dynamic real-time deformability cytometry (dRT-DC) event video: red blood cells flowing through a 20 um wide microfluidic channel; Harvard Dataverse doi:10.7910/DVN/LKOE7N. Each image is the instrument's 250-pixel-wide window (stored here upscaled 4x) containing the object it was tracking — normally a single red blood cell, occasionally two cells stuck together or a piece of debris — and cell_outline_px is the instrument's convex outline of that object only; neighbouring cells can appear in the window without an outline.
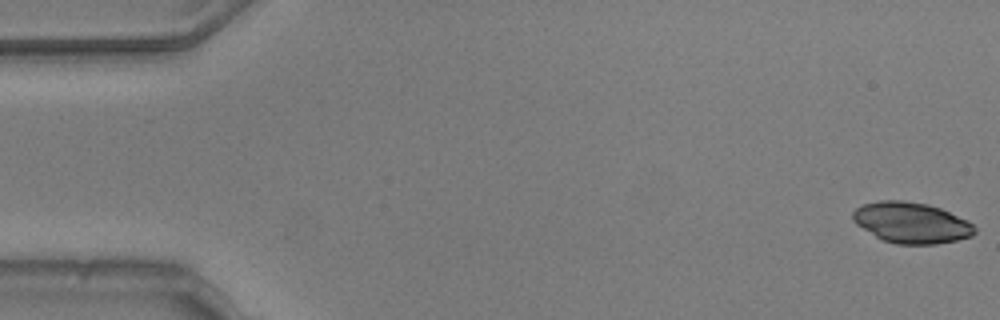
{"species": "common noctule bat (a hibernating species)", "species_latin": "Nyctalus noctula", "temperature_condition": "warm", "stored_images_in_passage": 53, "camera_frame_rate_fps": 3000, "um_per_image_px": 0.085, "animal": {"sex": "male", "body_mass_g": 20.5, "forearm_length_mm": 52.5}, "frame": {"image": 1, "passage_image": 1, "time_ms": 0.0, "image_size_px": [1000, 320], "cell_outline_px": [[976, 232], [972, 236], [956, 240], [936, 244], [896, 244], [884, 240], [876, 236], [856, 224], [852, 220], [852, 212], [856, 208], [864, 204], [880, 200], [904, 200], [928, 204], [940, 208], [968, 220], [976, 228]], "centroid_in_image_um": [77.47, 18.92], "position_along_channel_um": 7.5, "area_um2": 29.02}}
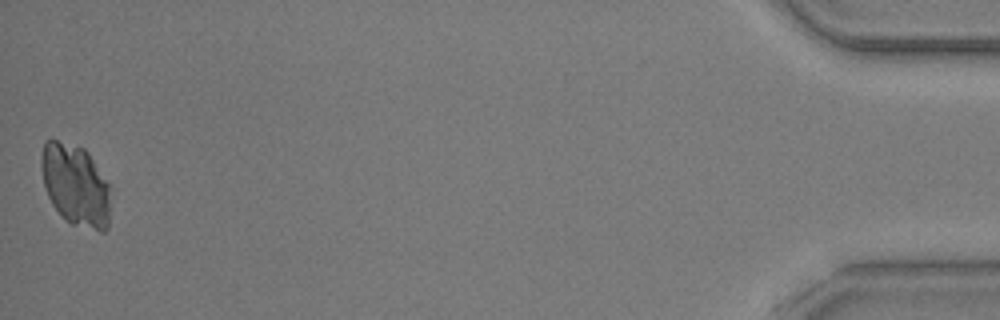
{"frame": {"image": 2, "passage_image": 53, "time_ms": 17.333, "image_size_px": [1000, 320], "cell_outline_px": [[112, 188], [108, 228], [104, 232], [100, 232], [72, 224], [52, 204], [48, 196], [44, 184], [40, 164], [40, 156], [44, 144], [48, 140], [56, 140], [84, 148], [88, 152], [112, 184]], "centroid_in_image_um": [6.49, 15.73], "position_along_channel_um": 428.7, "area_um2": 33.58}}